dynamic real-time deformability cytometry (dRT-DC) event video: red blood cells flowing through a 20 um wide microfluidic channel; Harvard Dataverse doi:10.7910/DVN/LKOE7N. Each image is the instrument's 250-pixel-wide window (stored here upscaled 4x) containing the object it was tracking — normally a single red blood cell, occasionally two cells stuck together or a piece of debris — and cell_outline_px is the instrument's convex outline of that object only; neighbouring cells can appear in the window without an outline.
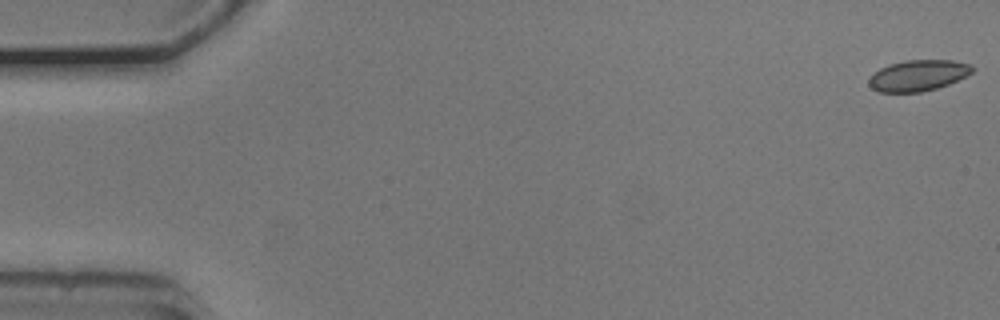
{"species": "common noctule bat (a hibernating species)", "species_latin": "Nyctalus noctula", "temperature_condition": "cold", "stored_images_in_passage": 54, "camera_frame_rate_fps": 3000, "um_per_image_px": 0.085, "animal": {"sex": "male", "body_mass_g": 20.5, "forearm_length_mm": 52.5}, "frame": {"image": 1, "passage_image": 1, "time_ms": 0.0, "image_size_px": [1000, 320], "cell_outline_px": [[976, 68], [972, 72], [948, 84], [936, 88], [920, 92], [876, 92], [868, 84], [868, 80], [880, 68], [888, 64], [904, 60], [952, 60], [972, 64]], "centroid_in_image_um": [78.04, 6.4], "position_along_channel_um": 7.0, "area_um2": 18.67}}
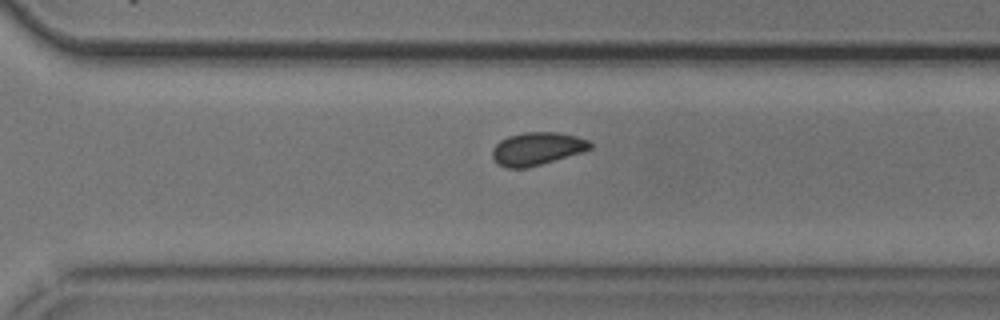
{"frame": {"image": 2, "passage_image": 38, "time_ms": 12.333, "image_size_px": [1000, 320], "cell_outline_px": [[592, 148], [580, 152], [540, 164], [524, 168], [504, 168], [496, 164], [492, 156], [492, 148], [500, 140], [508, 136], [524, 132], [556, 132], [576, 136], [588, 140], [592, 144]], "centroid_in_image_um": [45.59, 12.63], "position_along_channel_um": 325.0, "area_um2": 18.61}}
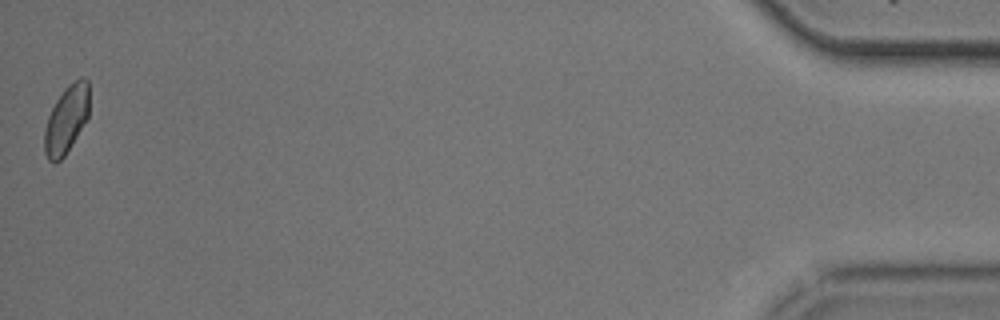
{"frame": {"image": 3, "passage_image": 54, "time_ms": 17.667, "image_size_px": [1000, 320], "cell_outline_px": [[88, 120], [64, 156], [56, 164], [52, 164], [48, 160], [44, 152], [44, 132], [48, 116], [56, 100], [64, 88], [68, 84], [80, 76], [84, 76], [88, 80]], "centroid_in_image_um": [5.64, 10.16], "position_along_channel_um": 429.6, "area_um2": 17.98}, "authors_computed_cell_mechanics": {"area_um2": 18.8428, "velocity_mm_per_s": 3.7425, "shape_relaxation_time_tau1_ms": 4.62, "shape_relaxation_time_tau2_ms": 7.9778, "deformation_change_tau1": 0.0683, "deformation_change_tau2": 0.0757}}